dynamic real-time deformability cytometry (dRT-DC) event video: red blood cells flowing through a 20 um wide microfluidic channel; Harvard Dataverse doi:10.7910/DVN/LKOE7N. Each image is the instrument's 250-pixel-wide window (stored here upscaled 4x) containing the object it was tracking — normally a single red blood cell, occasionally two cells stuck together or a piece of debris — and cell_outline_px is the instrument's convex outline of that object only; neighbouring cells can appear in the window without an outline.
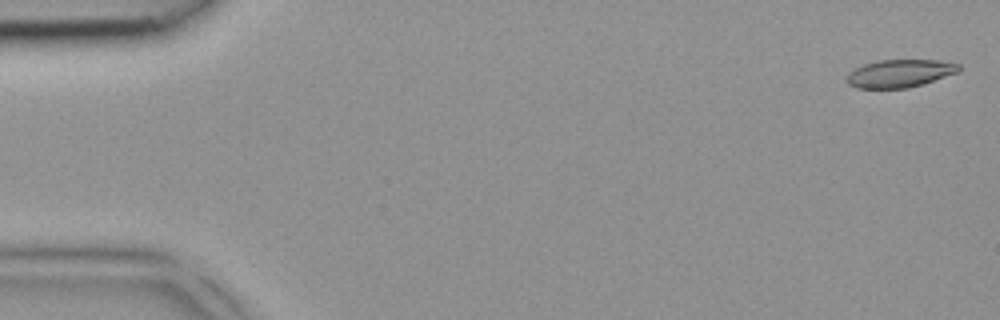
{"species": "common noctule bat (a hibernating species)", "species_latin": "Nyctalus noctula", "temperature_condition": "room temperature", "stored_images_in_passage": 4, "camera_frame_rate_fps": 3000, "um_per_image_px": 0.085, "animal": {"sex": "female", "body_mass_g": 18.4}, "frame": {"image": 1, "passage_image": 1, "time_ms": 0.0, "image_size_px": [1000, 320], "cell_outline_px": [[960, 72], [924, 84], [908, 88], [856, 88], [848, 84], [848, 72], [864, 64], [880, 60], [940, 60], [960, 64]], "centroid_in_image_um": [76.53, 6.24], "position_along_channel_um": 8.5, "area_um2": 18.26}}
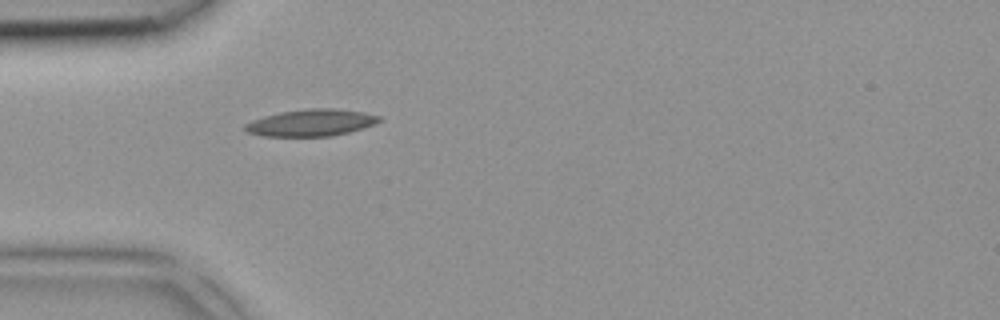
{"frame": {"image": 2, "passage_image": 4, "time_ms": 1.0, "image_size_px": [1000, 320], "cell_outline_px": [[380, 120], [372, 124], [348, 132], [332, 136], [264, 136], [248, 132], [244, 128], [244, 124], [252, 120], [264, 116], [280, 112], [308, 108], [336, 108], [364, 112], [380, 116]], "centroid_in_image_um": [26.41, 10.42], "position_along_channel_um": 58.6, "area_um2": 20.81}}